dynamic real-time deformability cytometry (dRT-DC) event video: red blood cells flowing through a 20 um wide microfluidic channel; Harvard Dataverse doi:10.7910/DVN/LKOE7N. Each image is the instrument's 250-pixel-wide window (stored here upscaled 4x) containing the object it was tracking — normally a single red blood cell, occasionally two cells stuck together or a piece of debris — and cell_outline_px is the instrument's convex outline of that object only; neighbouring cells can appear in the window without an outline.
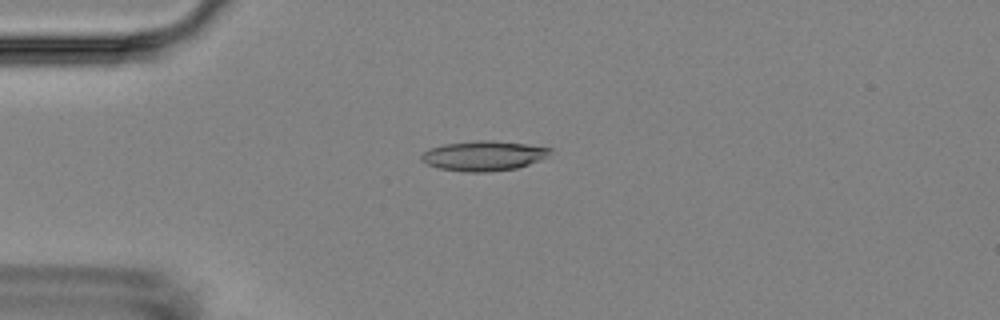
{"species": "Egyptian fruit bat (a non-hibernating species)", "species_latin": "Rousettus aegyptiacus", "temperature_condition": "room temperature", "stored_images_in_passage": 3, "camera_frame_rate_fps": 3000, "um_per_image_px": 0.085, "animal": {"sex": "female"}, "frame": {"image": 1, "passage_image": 1, "time_ms": 0.0, "image_size_px": [1000, 320], "cell_outline_px": [[552, 152], [540, 160], [516, 168], [488, 172], [468, 172], [440, 168], [428, 164], [420, 160], [420, 156], [424, 152], [432, 148], [444, 144], [476, 140], [492, 140], [524, 144], [552, 148]], "centroid_in_image_um": [41.11, 13.24], "position_along_channel_um": 43.9, "area_um2": 22.2}}